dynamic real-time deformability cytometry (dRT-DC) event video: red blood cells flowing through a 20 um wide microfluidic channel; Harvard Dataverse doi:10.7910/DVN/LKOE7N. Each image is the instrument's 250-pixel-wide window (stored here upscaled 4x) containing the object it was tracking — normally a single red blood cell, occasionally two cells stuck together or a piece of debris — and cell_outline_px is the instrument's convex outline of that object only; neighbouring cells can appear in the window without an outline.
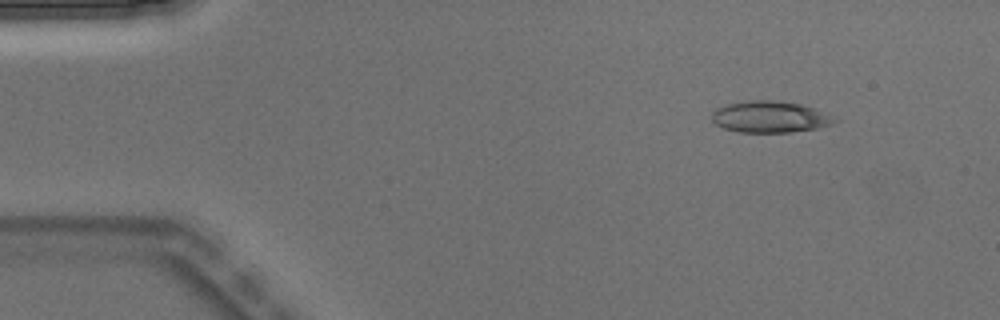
{"species": "Egyptian fruit bat (a non-hibernating species)", "species_latin": "Rousettus aegyptiacus", "temperature_condition": "warm", "stored_images_in_passage": 2, "camera_frame_rate_fps": 3000, "um_per_image_px": 0.085, "animal": {"sex": "male"}, "frame": {"image": 1, "passage_image": 1, "time_ms": 0.0, "image_size_px": [1000, 320], "cell_outline_px": [[840, 120], [832, 124], [820, 128], [792, 132], [736, 132], [724, 128], [716, 124], [712, 120], [712, 112], [716, 108], [724, 104], [748, 100], [780, 100], [800, 104], [812, 108]], "centroid_in_image_um": [65.42, 9.93], "position_along_channel_um": 19.6, "area_um2": 22.66}}